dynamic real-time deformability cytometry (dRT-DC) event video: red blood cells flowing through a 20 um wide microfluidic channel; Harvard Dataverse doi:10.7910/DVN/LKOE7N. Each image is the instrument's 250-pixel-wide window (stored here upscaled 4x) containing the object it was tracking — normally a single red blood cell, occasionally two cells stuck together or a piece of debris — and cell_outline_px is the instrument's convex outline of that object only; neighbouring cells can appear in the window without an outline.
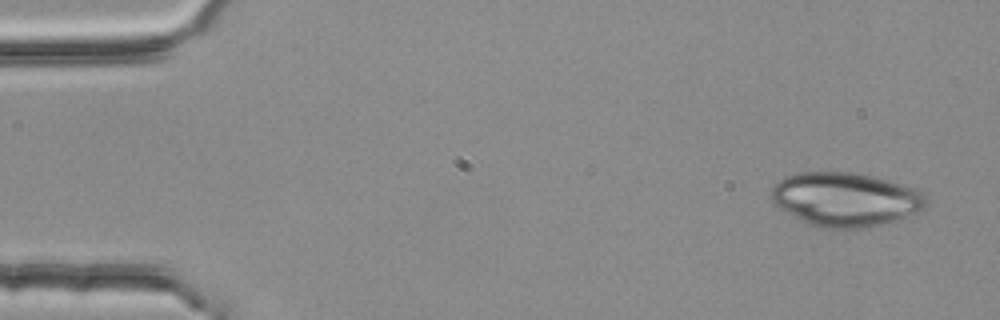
{"species": "common noctule bat (a hibernating species)", "species_latin": "Nyctalus noctula", "temperature_condition": "room temperature", "stored_images_in_passage": 4, "camera_frame_rate_fps": 3000, "um_per_image_px": 0.085, "animal": {"sex": "female", "body_mass_g": 25.1}, "frame": {"image": 1, "passage_image": 1, "time_ms": 0.0, "image_size_px": [1000, 320], "cell_outline_px": [[928, 204], [920, 212], [904, 220], [860, 228], [820, 228], [808, 224], [780, 208], [772, 200], [772, 188], [784, 176], [800, 172], [852, 172], [872, 176], [888, 180], [916, 188], [924, 192], [928, 200]], "centroid_in_image_um": [71.95, 16.95], "position_along_channel_um": 13.1, "area_um2": 49.07}}